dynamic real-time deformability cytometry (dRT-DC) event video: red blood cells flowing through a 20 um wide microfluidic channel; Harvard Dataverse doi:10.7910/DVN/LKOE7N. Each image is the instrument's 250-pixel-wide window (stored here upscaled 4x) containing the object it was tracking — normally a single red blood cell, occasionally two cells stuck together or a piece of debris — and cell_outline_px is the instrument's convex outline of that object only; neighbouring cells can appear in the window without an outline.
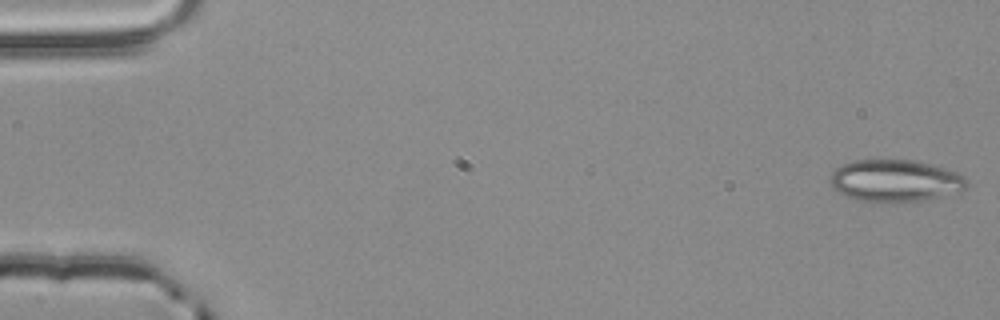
{"species": "common noctule bat (a hibernating species)", "species_latin": "Nyctalus noctula", "temperature_condition": "room temperature", "stored_images_in_passage": 14, "camera_frame_rate_fps": 3000, "um_per_image_px": 0.085, "animal": {"sex": "male", "body_mass_g": 20.4}, "frame": {"image": 1, "passage_image": 1, "time_ms": 0.0, "image_size_px": [1000, 320], "cell_outline_px": [[968, 184], [960, 192], [928, 200], [896, 204], [880, 204], [856, 200], [844, 196], [832, 188], [832, 172], [836, 168], [852, 160], [912, 160], [944, 168], [956, 172], [964, 176], [968, 180]], "centroid_in_image_um": [76.1, 15.41], "position_along_channel_um": 8.9, "area_um2": 34.22}}